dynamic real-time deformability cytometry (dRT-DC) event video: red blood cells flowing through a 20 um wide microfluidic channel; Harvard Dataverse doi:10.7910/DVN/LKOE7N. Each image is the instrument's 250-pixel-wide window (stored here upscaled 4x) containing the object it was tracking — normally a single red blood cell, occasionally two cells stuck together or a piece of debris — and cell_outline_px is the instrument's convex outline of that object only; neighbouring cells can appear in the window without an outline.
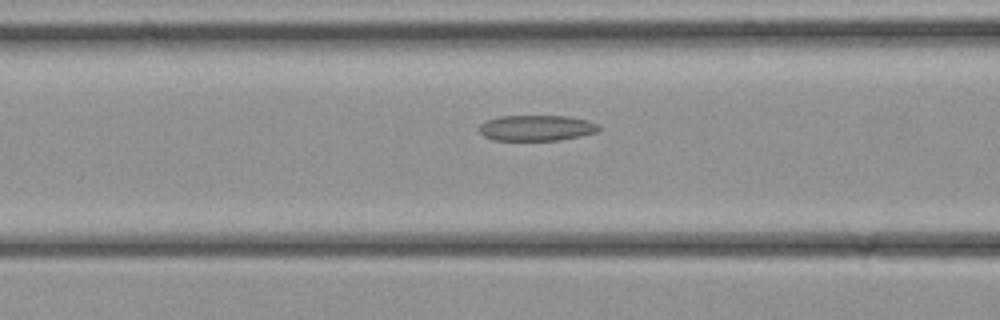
{"species": "common noctule bat (a hibernating species)", "species_latin": "Nyctalus noctula", "temperature_condition": "cold", "stored_images_in_passage": 19, "camera_frame_rate_fps": 3000, "um_per_image_px": 0.085, "animal": {"sex": "female", "body_mass_g": 21.9}, "frame": {"image": 1, "passage_image": 11, "time_ms": 3.333, "image_size_px": [1000, 320], "cell_outline_px": [[600, 128], [596, 132], [580, 136], [560, 140], [492, 140], [484, 136], [480, 132], [480, 124], [488, 120], [500, 116], [568, 116], [588, 120], [600, 124]], "centroid_in_image_um": [45.63, 10.87], "position_along_channel_um": 121.0, "area_um2": 17.92}}
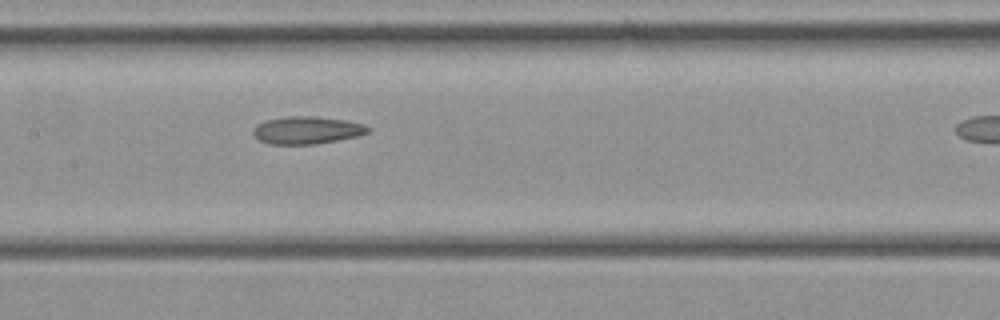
{"frame": {"image": 2, "passage_image": 14, "time_ms": 4.333, "image_size_px": [1000, 320], "cell_outline_px": [[372, 128], [368, 132], [356, 136], [316, 144], [268, 144], [260, 140], [252, 132], [256, 124], [268, 120], [288, 116], [312, 116], [344, 120], [364, 124]], "centroid_in_image_um": [26.09, 11.06], "position_along_channel_um": 181.3, "area_um2": 18.21}}
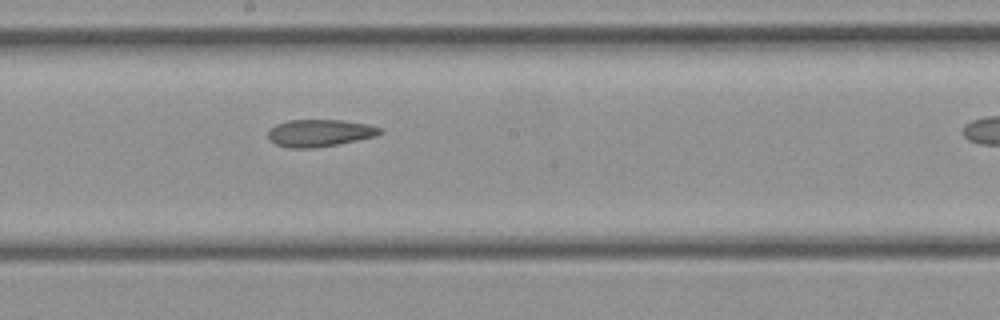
{"frame": {"image": 3, "passage_image": 16, "time_ms": 5.0, "image_size_px": [1000, 320], "cell_outline_px": [[384, 132], [376, 136], [336, 144], [312, 148], [288, 148], [276, 144], [268, 136], [268, 132], [276, 124], [288, 120], [344, 120], [368, 124], [380, 128]], "centroid_in_image_um": [27.19, 11.29], "position_along_channel_um": 221.0, "area_um2": 17.57}}